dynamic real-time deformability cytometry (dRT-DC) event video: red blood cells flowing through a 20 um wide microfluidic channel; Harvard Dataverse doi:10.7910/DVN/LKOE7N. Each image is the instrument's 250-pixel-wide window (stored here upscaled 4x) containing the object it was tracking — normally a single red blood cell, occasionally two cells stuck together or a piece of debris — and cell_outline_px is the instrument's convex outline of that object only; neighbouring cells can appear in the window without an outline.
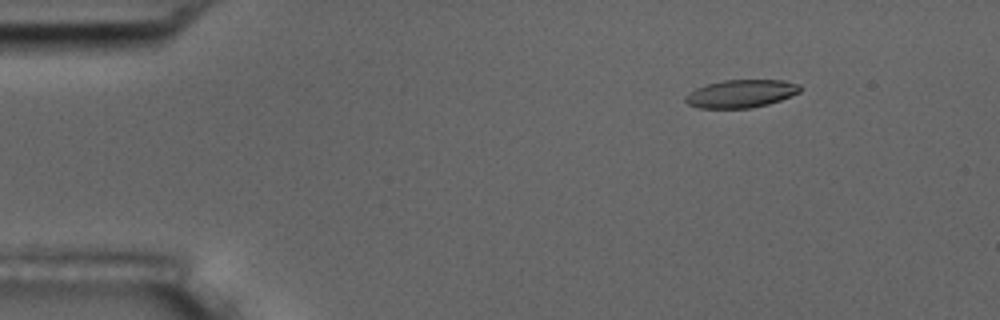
{"species": "common noctule bat (a hibernating species)", "species_latin": "Nyctalus noctula", "temperature_condition": "room temperature", "stored_images_in_passage": 56, "camera_frame_rate_fps": 3000, "um_per_image_px": 0.085, "animal": {"sex": "male", "body_mass_g": 17.5, "forearm_length_mm": 52.3}, "frame": {"image": 1, "passage_image": 8, "time_ms": 2.333, "image_size_px": [1000, 320], "cell_outline_px": [[800, 92], [780, 100], [768, 104], [752, 108], [700, 108], [688, 104], [684, 100], [684, 96], [696, 88], [708, 84], [724, 80], [784, 80], [800, 84]], "centroid_in_image_um": [62.99, 7.96], "position_along_channel_um": 22.0, "area_um2": 18.61}}
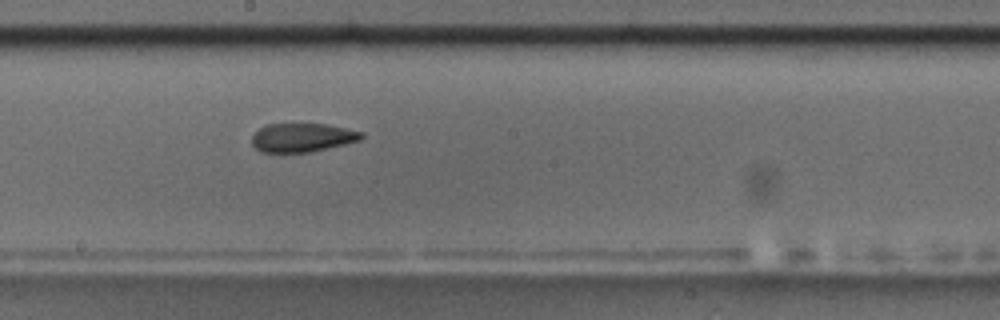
{"frame": {"image": 2, "passage_image": 31, "time_ms": 10.0, "image_size_px": [1000, 320], "cell_outline_px": [[364, 136], [360, 140], [312, 152], [260, 152], [252, 144], [252, 136], [264, 124], [324, 124], [364, 132]], "centroid_in_image_um": [25.68, 11.69], "position_along_channel_um": 222.5, "area_um2": 18.26}}
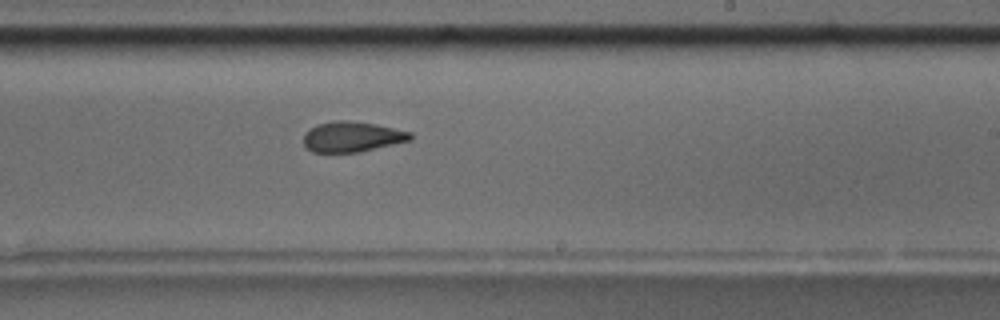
{"frame": {"image": 3, "passage_image": 34, "time_ms": 11.0, "image_size_px": [1000, 320], "cell_outline_px": [[412, 140], [360, 152], [312, 152], [304, 144], [304, 132], [316, 124], [332, 120], [344, 120], [376, 124], [412, 132]], "centroid_in_image_um": [29.93, 11.62], "position_along_channel_um": 259.1, "area_um2": 19.02}, "authors_computed_cell_mechanics": {"area_um2": 19.3341, "velocity_mm_per_s": 3.6599, "shape_relaxation_time_tau1_ms": 10.4683, "shape_relaxation_time_tau2_ms": 2.9071, "deformation_change_tau1": 0.2305, "deformation_change_tau2": 0.1045}}